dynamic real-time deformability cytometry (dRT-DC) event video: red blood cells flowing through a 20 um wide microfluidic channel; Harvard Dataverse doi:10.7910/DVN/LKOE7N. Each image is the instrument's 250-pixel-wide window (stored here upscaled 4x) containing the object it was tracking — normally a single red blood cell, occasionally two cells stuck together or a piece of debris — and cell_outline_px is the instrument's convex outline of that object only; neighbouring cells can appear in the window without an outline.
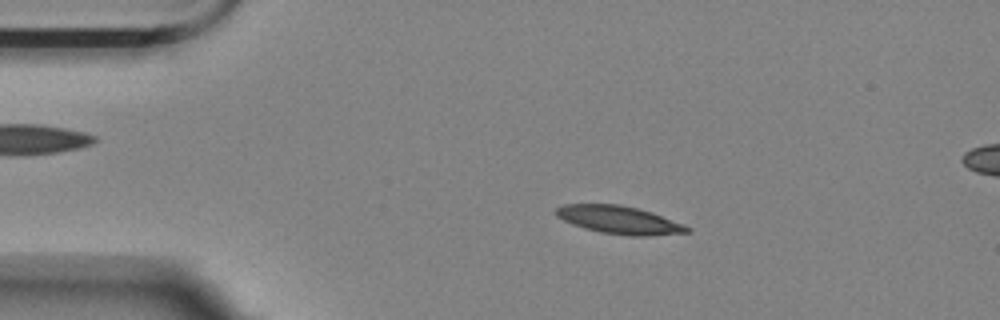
{"species": "Egyptian fruit bat (a non-hibernating species)", "species_latin": "Rousettus aegyptiacus", "temperature_condition": "room temperature", "stored_images_in_passage": 4, "camera_frame_rate_fps": 3000, "um_per_image_px": 0.085, "animal": {"sex": "female"}, "frame": {"image": 1, "passage_image": 2, "time_ms": 2.0, "image_size_px": [1000, 320], "cell_outline_px": [[692, 232], [648, 236], [628, 236], [600, 232], [584, 228], [572, 224], [556, 216], [556, 208], [564, 204], [620, 204], [652, 212], [684, 224], [692, 228]], "centroid_in_image_um": [52.67, 18.7], "position_along_channel_um": 32.3, "area_um2": 21.44}}